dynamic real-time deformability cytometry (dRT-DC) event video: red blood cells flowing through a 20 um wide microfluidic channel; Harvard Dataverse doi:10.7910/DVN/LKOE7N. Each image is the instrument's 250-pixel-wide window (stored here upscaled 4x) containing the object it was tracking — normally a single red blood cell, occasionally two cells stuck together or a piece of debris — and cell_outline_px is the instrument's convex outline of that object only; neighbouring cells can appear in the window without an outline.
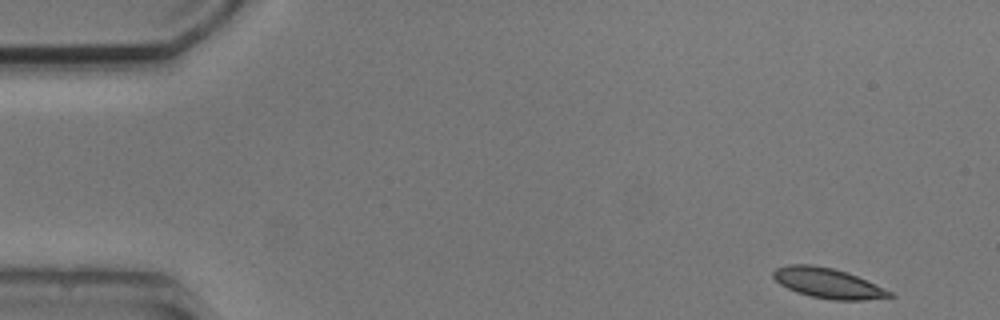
{"species": "common noctule bat (a hibernating species)", "species_latin": "Nyctalus noctula", "temperature_condition": "cold", "stored_images_in_passage": 4, "camera_frame_rate_fps": 3000, "um_per_image_px": 0.085, "animal": {"sex": "male", "body_mass_g": 20.5, "forearm_length_mm": 52.5}, "frame": {"image": 1, "passage_image": 1, "time_ms": 0.0, "image_size_px": [1000, 320], "cell_outline_px": [[896, 296], [864, 300], [832, 300], [812, 296], [796, 292], [780, 284], [772, 276], [772, 272], [776, 268], [788, 264], [812, 264], [832, 268], [848, 272], [892, 292]], "centroid_in_image_um": [70.35, 24.06], "position_along_channel_um": 14.7, "area_um2": 20.35}}
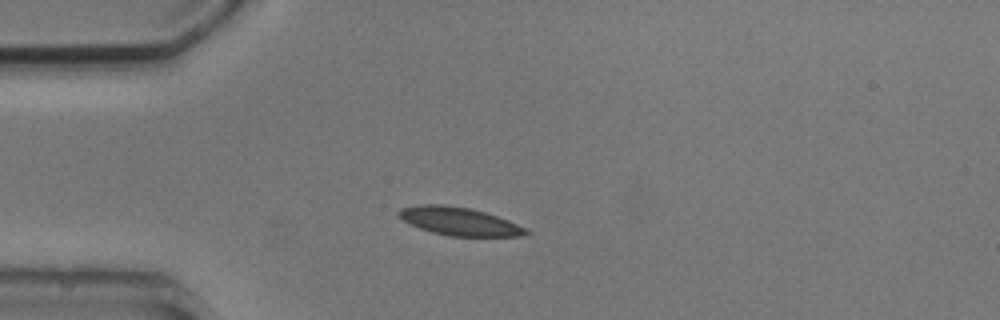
{"frame": {"image": 2, "passage_image": 4, "time_ms": 3.333, "image_size_px": [1000, 320], "cell_outline_px": [[532, 232], [520, 236], [448, 236], [432, 232], [420, 228], [404, 220], [396, 212], [400, 208], [420, 204], [444, 204], [468, 208], [484, 212], [508, 220]], "centroid_in_image_um": [39.01, 18.81], "position_along_channel_um": 46.0, "area_um2": 20.58}}